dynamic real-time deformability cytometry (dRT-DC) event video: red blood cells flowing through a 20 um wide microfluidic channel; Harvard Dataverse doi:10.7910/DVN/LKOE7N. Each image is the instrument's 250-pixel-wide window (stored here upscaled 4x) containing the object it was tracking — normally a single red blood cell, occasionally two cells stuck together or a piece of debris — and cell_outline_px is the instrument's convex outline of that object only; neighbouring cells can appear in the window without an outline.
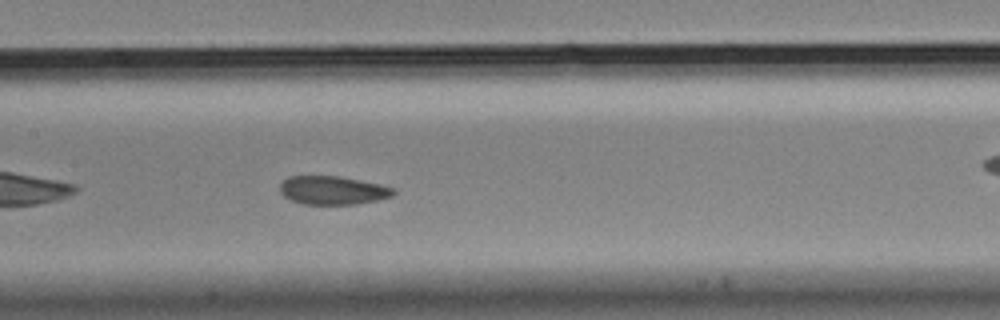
{"species": "Egyptian fruit bat (a non-hibernating species)", "species_latin": "Rousettus aegyptiacus", "temperature_condition": "cold", "stored_images_in_passage": 44, "camera_frame_rate_fps": 3000, "um_per_image_px": 0.085, "animal": {"sex": "male"}, "frame": {"image": 1, "passage_image": 13, "time_ms": 4.0, "image_size_px": [1000, 320], "cell_outline_px": [[396, 192], [392, 196], [376, 200], [356, 204], [304, 204], [292, 200], [284, 196], [280, 192], [280, 184], [288, 176], [340, 176], [380, 184], [392, 188]], "centroid_in_image_um": [28.27, 16.17], "position_along_channel_um": 179.1, "area_um2": 18.73}, "authors_computed_cell_mechanics": {"area_um2": 20.1433, "velocity_mm_per_s": 3.4479, "shape_relaxation_time_tau1_ms": 3.6035, "shape_relaxation_time_tau2_ms": 1.0488, "deformation_change_tau1": 0.12, "deformation_change_tau2": 0.0655}}